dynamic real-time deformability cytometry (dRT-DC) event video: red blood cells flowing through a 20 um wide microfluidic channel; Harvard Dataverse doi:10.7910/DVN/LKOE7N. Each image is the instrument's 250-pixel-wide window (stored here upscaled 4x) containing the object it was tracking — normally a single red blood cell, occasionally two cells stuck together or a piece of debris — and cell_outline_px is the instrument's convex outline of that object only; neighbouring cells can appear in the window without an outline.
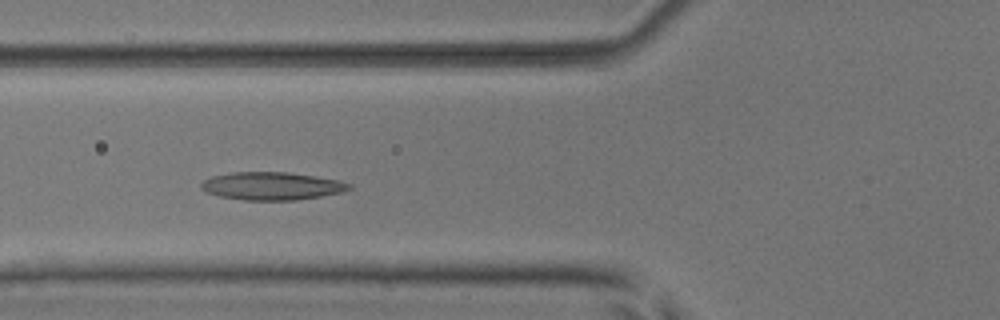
{"species": "common noctule bat (a hibernating species)", "species_latin": "Nyctalus noctula", "temperature_condition": "room temperature", "stored_images_in_passage": 5, "camera_frame_rate_fps": 3000, "um_per_image_px": 0.085, "animal": {"sex": "male", "body_mass_g": 17.9, "forearm_length_mm": 54.2}, "frame": {"image": 1, "passage_image": 4, "time_ms": 3.667, "image_size_px": [1000, 320], "cell_outline_px": [[352, 188], [340, 192], [320, 196], [296, 200], [244, 200], [220, 196], [208, 192], [200, 188], [200, 184], [204, 180], [212, 176], [232, 172], [288, 172], [340, 180], [352, 184]], "centroid_in_image_um": [23.11, 15.8], "position_along_channel_um": 102.7, "area_um2": 23.93}}
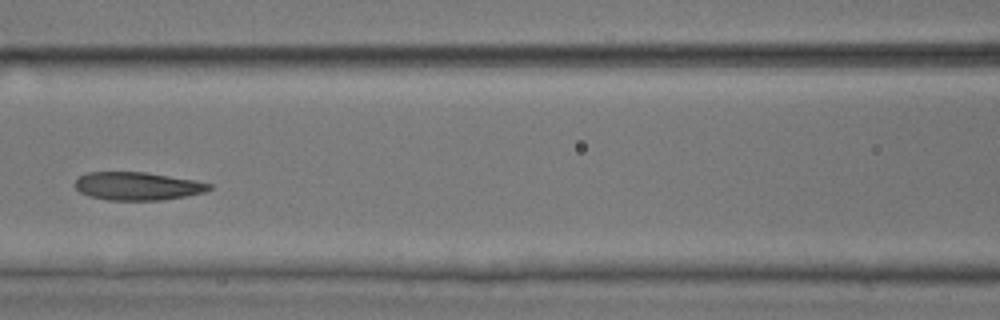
{"frame": {"image": 2, "passage_image": 5, "time_ms": 5.0, "image_size_px": [1000, 320], "cell_outline_px": [[212, 188], [204, 192], [164, 200], [108, 200], [88, 196], [80, 192], [76, 188], [76, 180], [80, 176], [88, 172], [144, 172], [192, 180], [212, 184]], "centroid_in_image_um": [11.66, 15.82], "position_along_channel_um": 154.9, "area_um2": 21.73}}